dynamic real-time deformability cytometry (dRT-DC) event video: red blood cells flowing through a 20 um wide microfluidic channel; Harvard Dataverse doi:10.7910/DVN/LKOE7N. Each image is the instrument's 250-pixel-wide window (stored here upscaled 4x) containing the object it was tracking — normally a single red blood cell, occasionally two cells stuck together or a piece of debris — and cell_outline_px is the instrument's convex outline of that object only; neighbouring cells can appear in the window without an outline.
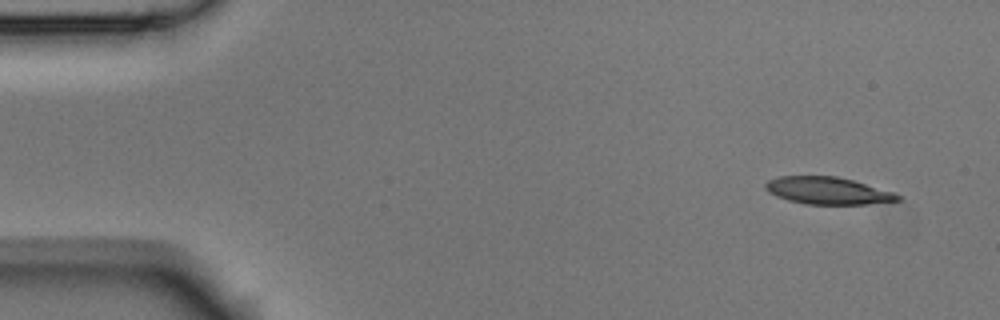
{"species": "Egyptian fruit bat (a non-hibernating species)", "species_latin": "Rousettus aegyptiacus", "temperature_condition": "room temperature", "stored_images_in_passage": 5, "segment_of_instrument_passage": [1, 2], "camera_frame_rate_fps": 3000, "um_per_image_px": 0.085, "animal": {"sex": "male"}, "frame": {"image": 1, "passage_image": 1, "time_ms": 0.0, "image_size_px": [1000, 320], "cell_outline_px": [[900, 200], [868, 204], [804, 204], [788, 200], [776, 196], [768, 192], [764, 188], [764, 184], [768, 180], [780, 176], [836, 176], [852, 180], [892, 192], [900, 196]], "centroid_in_image_um": [70.29, 16.21], "position_along_channel_um": 14.7, "area_um2": 20.81}}
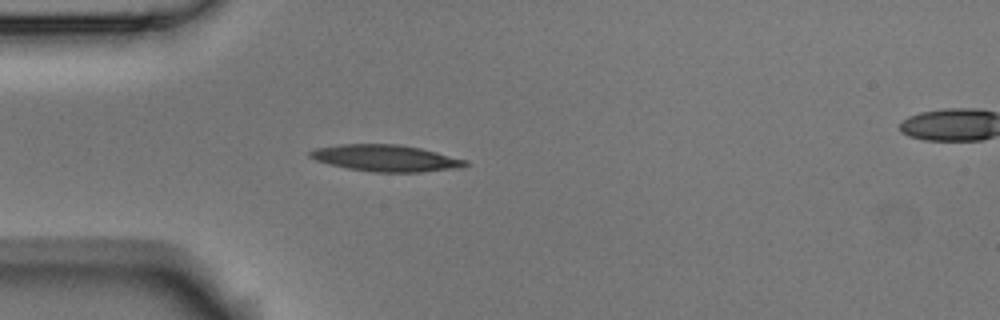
{"frame": {"image": 2, "passage_image": 4, "time_ms": 1.0, "image_size_px": [1000, 320], "cell_outline_px": [[468, 164], [460, 168], [420, 172], [376, 172], [348, 168], [328, 164], [316, 160], [308, 156], [308, 152], [312, 148], [340, 144], [400, 144], [420, 148], [468, 160]], "centroid_in_image_um": [32.76, 13.43], "position_along_channel_um": 52.2, "area_um2": 24.16}}